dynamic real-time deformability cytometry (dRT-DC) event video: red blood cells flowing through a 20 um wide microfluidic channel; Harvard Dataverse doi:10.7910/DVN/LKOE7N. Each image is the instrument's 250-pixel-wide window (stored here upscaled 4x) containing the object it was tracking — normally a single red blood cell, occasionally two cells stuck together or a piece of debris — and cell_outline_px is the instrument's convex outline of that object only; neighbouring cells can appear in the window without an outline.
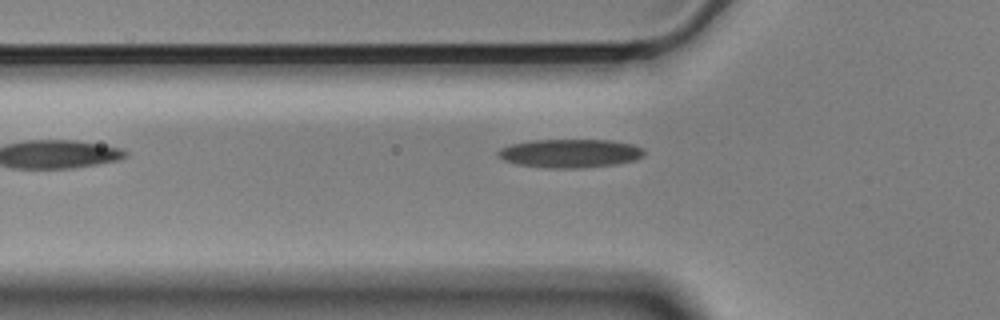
{"species": "Egyptian fruit bat (a non-hibernating species)", "species_latin": "Rousettus aegyptiacus", "temperature_condition": "cold", "stored_images_in_passage": 7, "camera_frame_rate_fps": 3000, "um_per_image_px": 0.085, "animal": {"sex": "male"}, "frame": {"image": 1, "passage_image": 2, "time_ms": 0.333, "image_size_px": [1000, 320], "cell_outline_px": [[644, 156], [636, 160], [616, 164], [580, 168], [548, 168], [516, 164], [504, 160], [496, 156], [496, 152], [500, 148], [512, 144], [532, 140], [612, 140], [632, 144], [644, 148]], "centroid_in_image_um": [48.46, 13.03], "position_along_channel_um": 77.3, "area_um2": 24.51}}
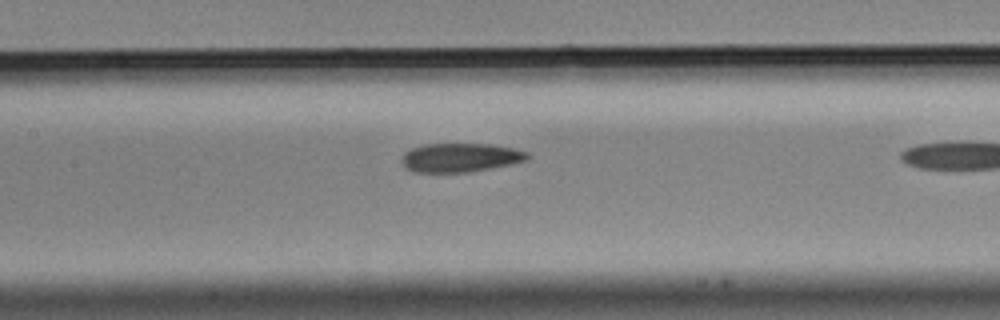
{"frame": {"image": 2, "passage_image": 6, "time_ms": 1.667, "image_size_px": [1000, 320], "cell_outline_px": [[532, 156], [528, 160], [468, 172], [412, 172], [404, 168], [400, 160], [404, 152], [412, 148], [424, 144], [492, 144], [512, 148], [528, 152]], "centroid_in_image_um": [39.09, 13.39], "position_along_channel_um": 168.3, "area_um2": 21.21}}